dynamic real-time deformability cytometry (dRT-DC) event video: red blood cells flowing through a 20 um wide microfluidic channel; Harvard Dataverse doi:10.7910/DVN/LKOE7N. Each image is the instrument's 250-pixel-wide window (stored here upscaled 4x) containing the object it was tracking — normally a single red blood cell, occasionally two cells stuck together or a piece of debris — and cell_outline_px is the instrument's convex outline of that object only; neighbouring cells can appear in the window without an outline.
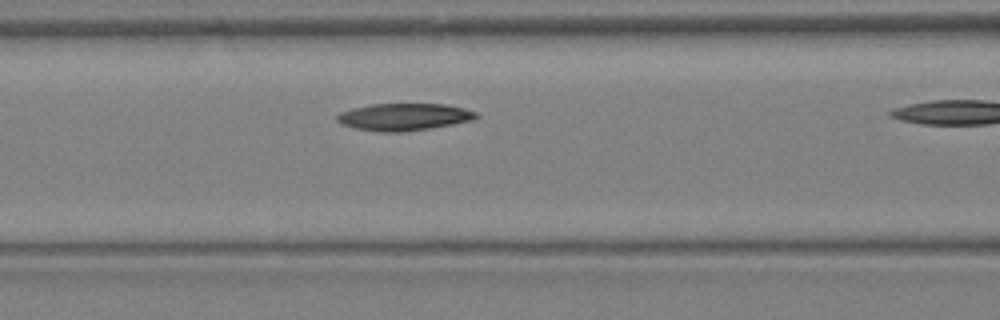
{"species": "Egyptian fruit bat (a non-hibernating species)", "species_latin": "Rousettus aegyptiacus", "temperature_condition": "warm", "stored_images_in_passage": 9, "camera_frame_rate_fps": 3000, "um_per_image_px": 0.085, "animal": {"sex": "female"}, "frame": {"image": 1, "passage_image": 6, "time_ms": 1.667, "image_size_px": [1000, 320], "cell_outline_px": [[480, 116], [472, 120], [452, 124], [404, 132], [384, 132], [356, 128], [344, 124], [336, 120], [336, 116], [340, 112], [352, 108], [372, 104], [444, 104], [464, 108], [476, 112]], "centroid_in_image_um": [34.35, 9.93], "position_along_channel_um": 132.3, "area_um2": 21.79}}
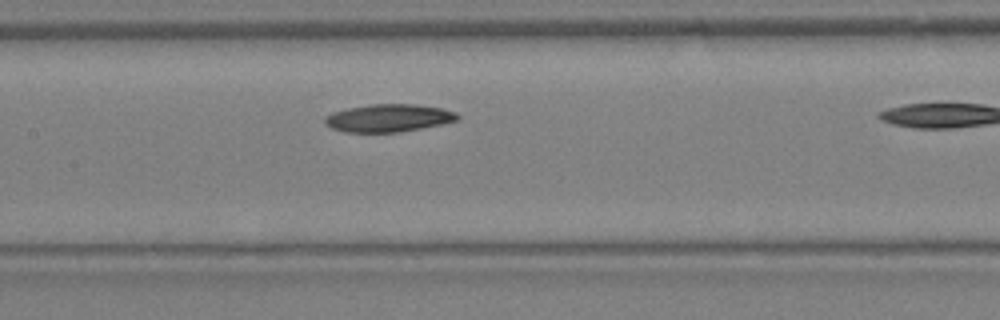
{"frame": {"image": 2, "passage_image": 8, "time_ms": 2.333, "image_size_px": [1000, 320], "cell_outline_px": [[460, 120], [400, 132], [344, 132], [332, 128], [324, 120], [324, 116], [332, 112], [348, 108], [372, 104], [416, 104], [440, 108], [456, 112], [460, 116]], "centroid_in_image_um": [33.04, 10.03], "position_along_channel_um": 174.4, "area_um2": 21.33}}